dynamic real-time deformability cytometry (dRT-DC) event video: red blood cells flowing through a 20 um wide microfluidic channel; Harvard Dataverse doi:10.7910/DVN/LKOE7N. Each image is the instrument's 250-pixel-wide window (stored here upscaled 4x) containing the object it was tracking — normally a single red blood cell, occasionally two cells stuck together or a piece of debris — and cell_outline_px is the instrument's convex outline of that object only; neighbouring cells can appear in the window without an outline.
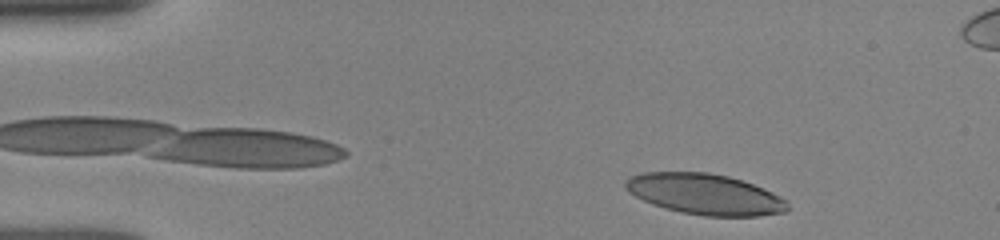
{"species": "human", "species_latin": "Homo sapiens", "temperature_condition": "room temperature", "stored_images_in_passage": 38, "camera_frame_rate_fps": 3000, "um_per_image_px": 0.085, "donor": {"sex": "female"}, "frame": {"image": 1, "passage_image": 2, "time_ms": 0.333, "image_size_px": [1000, 240], "cell_outline_px": [[788, 208], [784, 212], [756, 216], [704, 216], [680, 212], [652, 204], [628, 192], [624, 184], [624, 180], [628, 176], [644, 172], [708, 172], [728, 176], [752, 184], [772, 192], [788, 200]], "centroid_in_image_um": [59.89, 16.5], "position_along_channel_um": 25.1, "area_um2": 38.49}}
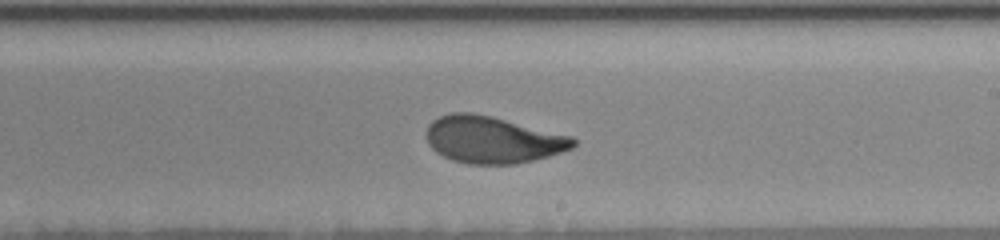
{"frame": {"image": 2, "passage_image": 25, "time_ms": 8.0, "image_size_px": [1000, 240], "cell_outline_px": [[576, 144], [572, 148], [548, 156], [516, 164], [468, 164], [452, 160], [436, 152], [428, 144], [428, 124], [432, 120], [440, 116], [452, 112], [472, 112], [492, 116], [572, 136], [576, 140]], "centroid_in_image_um": [41.87, 11.87], "position_along_channel_um": 247.1, "area_um2": 40.06}}
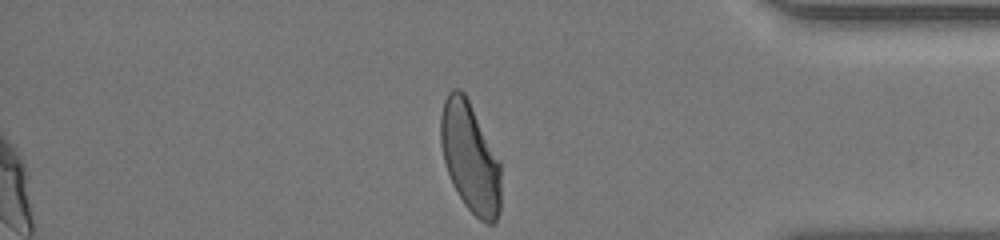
{"frame": {"image": 3, "passage_image": 38, "time_ms": 12.333, "image_size_px": [1000, 240], "cell_outline_px": [[500, 208], [496, 220], [492, 224], [488, 224], [480, 220], [464, 204], [452, 184], [444, 160], [440, 144], [440, 116], [444, 100], [448, 92], [452, 88], [460, 88], [464, 92], [500, 160]], "centroid_in_image_um": [39.95, 13.37], "position_along_channel_um": 395.3, "area_um2": 38.61}, "authors_computed_cell_mechanics": {"area_um2": 39.9398, "velocity_mm_per_s": 3.9288, "shape_relaxation_time_tau1_ms": 3.656, "shape_relaxation_time_tau2_ms": 1.2839, "deformation_change_tau1": 0.1913, "deformation_change_tau2": 0.0773}}